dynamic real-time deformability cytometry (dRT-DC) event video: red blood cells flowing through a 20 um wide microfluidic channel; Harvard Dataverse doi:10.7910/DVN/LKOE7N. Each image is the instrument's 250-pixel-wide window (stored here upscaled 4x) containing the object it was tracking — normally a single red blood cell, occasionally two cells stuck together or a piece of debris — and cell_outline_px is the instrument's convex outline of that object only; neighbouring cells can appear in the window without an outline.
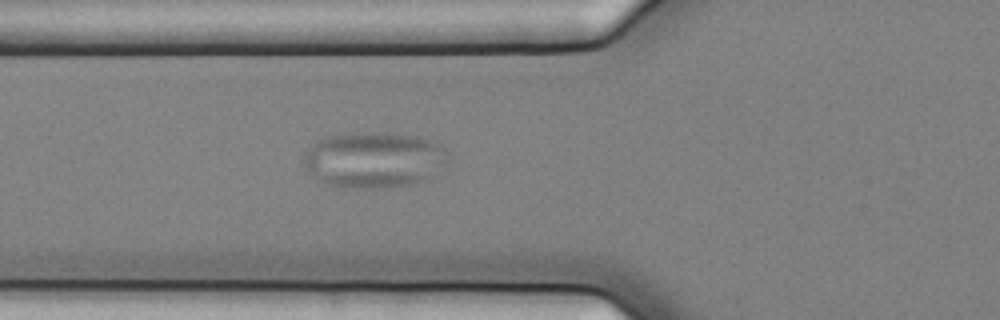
{"species": "common noctule bat (a hibernating species)", "species_latin": "Nyctalus noctula", "temperature_condition": "cold", "stored_images_in_passage": 39, "camera_frame_rate_fps": 3000, "um_per_image_px": 0.085, "animal": {"sex": "female", "body_mass_g": 25.1}, "frame": {"image": 1, "passage_image": 4, "time_ms": 1.0, "image_size_px": [1000, 320], "cell_outline_px": [[448, 160], [424, 180], [416, 184], [380, 188], [356, 188], [328, 184], [316, 180], [308, 172], [304, 164], [304, 156], [308, 148], [316, 140], [328, 136], [348, 132], [388, 132], [416, 136], [428, 140], [444, 148], [448, 152]], "centroid_in_image_um": [31.73, 13.57], "position_along_channel_um": 94.1, "area_um2": 47.16}}
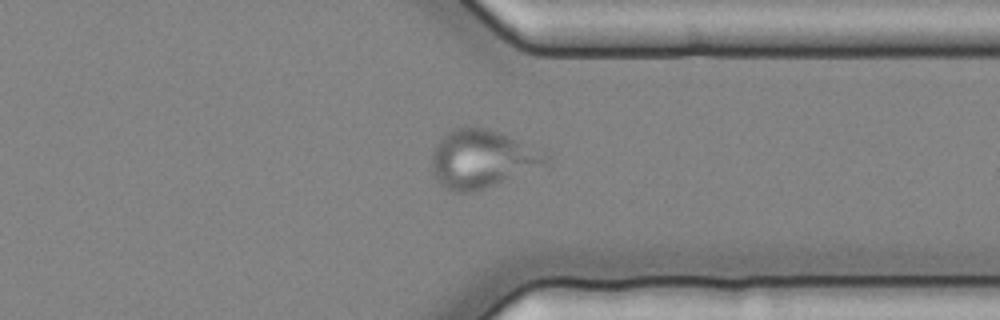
{"frame": {"image": 2, "passage_image": 27, "time_ms": 8.667, "image_size_px": [1000, 320], "cell_outline_px": [[548, 160], [544, 164], [484, 188], [472, 192], [452, 192], [444, 188], [432, 176], [432, 152], [436, 144], [452, 128], [484, 128], [500, 132], [548, 152]], "centroid_in_image_um": [40.91, 13.51], "position_along_channel_um": 370.5, "area_um2": 38.09}}
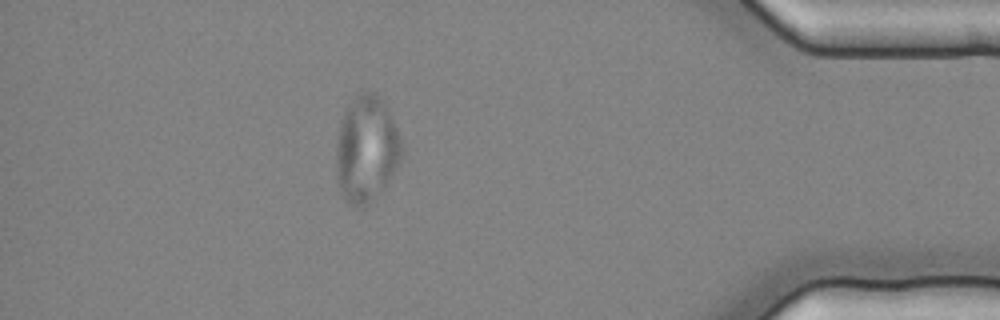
{"frame": {"image": 3, "passage_image": 33, "time_ms": 10.667, "image_size_px": [1000, 320], "cell_outline_px": [[404, 144], [400, 156], [392, 172], [384, 184], [372, 200], [360, 208], [356, 208], [348, 204], [344, 200], [340, 192], [336, 176], [336, 148], [340, 124], [344, 112], [352, 100], [360, 92], [376, 92], [384, 104]], "centroid_in_image_um": [31.1, 12.68], "position_along_channel_um": 404.1, "area_um2": 39.94}}